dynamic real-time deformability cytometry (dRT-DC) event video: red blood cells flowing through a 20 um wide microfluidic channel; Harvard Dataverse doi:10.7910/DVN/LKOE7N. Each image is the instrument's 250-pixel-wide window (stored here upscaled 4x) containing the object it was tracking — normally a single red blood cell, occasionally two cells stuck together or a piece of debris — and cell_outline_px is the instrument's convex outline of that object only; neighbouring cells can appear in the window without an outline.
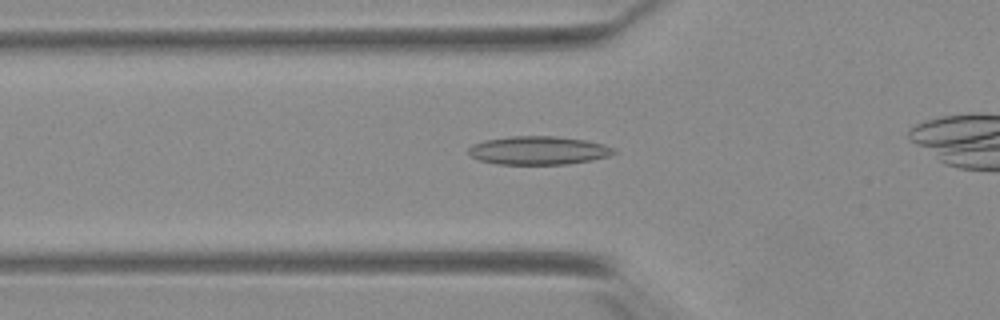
{"species": "Egyptian fruit bat (a non-hibernating species)", "species_latin": "Rousettus aegyptiacus", "temperature_condition": "warm", "stored_images_in_passage": 36, "camera_frame_rate_fps": 3000, "um_per_image_px": 0.085, "animal": {"sex": "female"}, "frame": {"image": 1, "passage_image": 9, "time_ms": 2.667, "image_size_px": [1000, 320], "cell_outline_px": [[616, 152], [608, 156], [592, 160], [568, 164], [496, 164], [480, 160], [472, 156], [468, 152], [468, 148], [472, 144], [484, 140], [508, 136], [556, 136], [584, 140], [604, 144], [616, 148]], "centroid_in_image_um": [45.77, 12.78], "position_along_channel_um": 80.0, "area_um2": 24.16}}
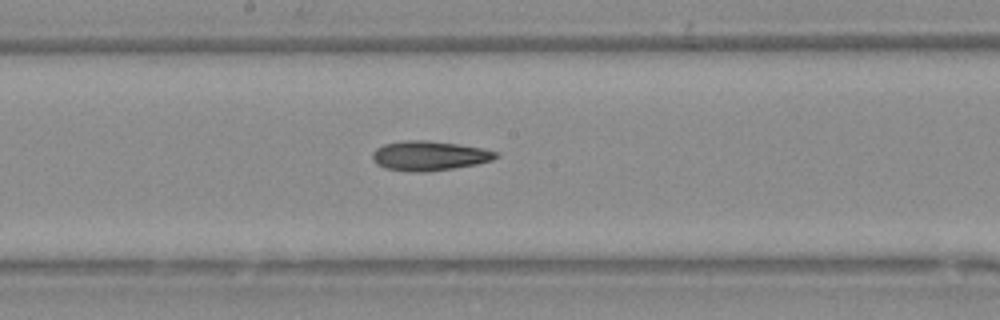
{"frame": {"image": 2, "passage_image": 19, "time_ms": 6.0, "image_size_px": [1000, 320], "cell_outline_px": [[500, 156], [492, 160], [476, 164], [452, 168], [424, 172], [412, 172], [384, 168], [376, 164], [372, 156], [372, 152], [376, 148], [384, 144], [404, 140], [428, 140], [460, 144], [500, 152]], "centroid_in_image_um": [36.49, 13.23], "position_along_channel_um": 211.7, "area_um2": 21.39}}
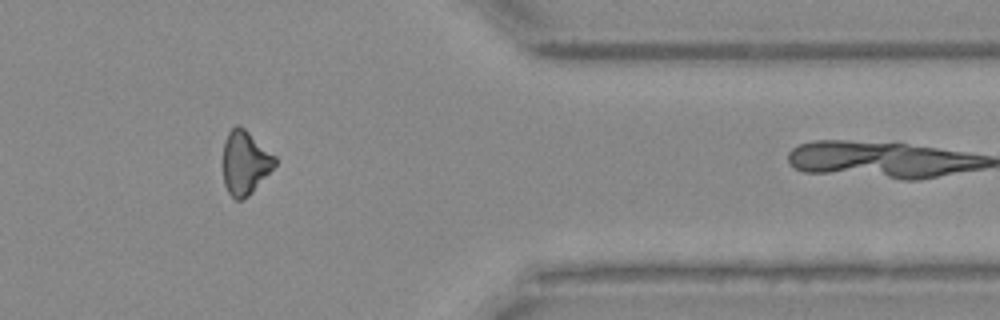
{"frame": {"image": 3, "passage_image": 34, "time_ms": 11.0, "image_size_px": [1000, 320], "cell_outline_px": [[276, 164], [252, 192], [248, 196], [240, 200], [236, 200], [228, 192], [224, 184], [224, 140], [228, 132], [236, 124], [240, 124], [276, 156]], "centroid_in_image_um": [20.83, 13.8], "position_along_channel_um": 390.6, "area_um2": 19.13}}